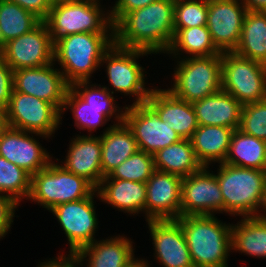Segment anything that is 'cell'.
<instances>
[{
	"mask_svg": "<svg viewBox=\"0 0 266 267\" xmlns=\"http://www.w3.org/2000/svg\"><path fill=\"white\" fill-rule=\"evenodd\" d=\"M132 240L123 234L101 240L97 238L79 249L72 258L80 267L84 264L85 267H128L138 258L134 254L135 245Z\"/></svg>",
	"mask_w": 266,
	"mask_h": 267,
	"instance_id": "obj_21",
	"label": "cell"
},
{
	"mask_svg": "<svg viewBox=\"0 0 266 267\" xmlns=\"http://www.w3.org/2000/svg\"><path fill=\"white\" fill-rule=\"evenodd\" d=\"M49 1H50V3L52 5H54V4H57V3L69 2V1H73V0H49Z\"/></svg>",
	"mask_w": 266,
	"mask_h": 267,
	"instance_id": "obj_48",
	"label": "cell"
},
{
	"mask_svg": "<svg viewBox=\"0 0 266 267\" xmlns=\"http://www.w3.org/2000/svg\"><path fill=\"white\" fill-rule=\"evenodd\" d=\"M234 129L223 126L198 125L190 141L203 167L224 162ZM210 165V166H209Z\"/></svg>",
	"mask_w": 266,
	"mask_h": 267,
	"instance_id": "obj_27",
	"label": "cell"
},
{
	"mask_svg": "<svg viewBox=\"0 0 266 267\" xmlns=\"http://www.w3.org/2000/svg\"><path fill=\"white\" fill-rule=\"evenodd\" d=\"M208 3L190 0H175L174 29L206 26Z\"/></svg>",
	"mask_w": 266,
	"mask_h": 267,
	"instance_id": "obj_36",
	"label": "cell"
},
{
	"mask_svg": "<svg viewBox=\"0 0 266 267\" xmlns=\"http://www.w3.org/2000/svg\"><path fill=\"white\" fill-rule=\"evenodd\" d=\"M260 216L263 218H266V183H265V196H264V201H263L262 209L260 212Z\"/></svg>",
	"mask_w": 266,
	"mask_h": 267,
	"instance_id": "obj_47",
	"label": "cell"
},
{
	"mask_svg": "<svg viewBox=\"0 0 266 267\" xmlns=\"http://www.w3.org/2000/svg\"><path fill=\"white\" fill-rule=\"evenodd\" d=\"M158 0H115L113 7L109 6L110 20L115 26L127 13L143 8Z\"/></svg>",
	"mask_w": 266,
	"mask_h": 267,
	"instance_id": "obj_40",
	"label": "cell"
},
{
	"mask_svg": "<svg viewBox=\"0 0 266 267\" xmlns=\"http://www.w3.org/2000/svg\"><path fill=\"white\" fill-rule=\"evenodd\" d=\"M153 257L162 267H195L181 224L177 220L146 221Z\"/></svg>",
	"mask_w": 266,
	"mask_h": 267,
	"instance_id": "obj_18",
	"label": "cell"
},
{
	"mask_svg": "<svg viewBox=\"0 0 266 267\" xmlns=\"http://www.w3.org/2000/svg\"><path fill=\"white\" fill-rule=\"evenodd\" d=\"M31 190V175L0 156V194L12 197L17 203L27 200Z\"/></svg>",
	"mask_w": 266,
	"mask_h": 267,
	"instance_id": "obj_34",
	"label": "cell"
},
{
	"mask_svg": "<svg viewBox=\"0 0 266 267\" xmlns=\"http://www.w3.org/2000/svg\"><path fill=\"white\" fill-rule=\"evenodd\" d=\"M14 2L24 8L25 10L30 11L41 21H44L52 7V4L49 0H7Z\"/></svg>",
	"mask_w": 266,
	"mask_h": 267,
	"instance_id": "obj_42",
	"label": "cell"
},
{
	"mask_svg": "<svg viewBox=\"0 0 266 267\" xmlns=\"http://www.w3.org/2000/svg\"><path fill=\"white\" fill-rule=\"evenodd\" d=\"M174 61L172 84L167 90L175 97L193 103L222 89L221 55Z\"/></svg>",
	"mask_w": 266,
	"mask_h": 267,
	"instance_id": "obj_8",
	"label": "cell"
},
{
	"mask_svg": "<svg viewBox=\"0 0 266 267\" xmlns=\"http://www.w3.org/2000/svg\"><path fill=\"white\" fill-rule=\"evenodd\" d=\"M155 170L153 155L138 150L117 166L106 178L146 183Z\"/></svg>",
	"mask_w": 266,
	"mask_h": 267,
	"instance_id": "obj_35",
	"label": "cell"
},
{
	"mask_svg": "<svg viewBox=\"0 0 266 267\" xmlns=\"http://www.w3.org/2000/svg\"><path fill=\"white\" fill-rule=\"evenodd\" d=\"M47 136L7 126L0 133V156L24 169L31 176L43 170L54 159L38 139Z\"/></svg>",
	"mask_w": 266,
	"mask_h": 267,
	"instance_id": "obj_15",
	"label": "cell"
},
{
	"mask_svg": "<svg viewBox=\"0 0 266 267\" xmlns=\"http://www.w3.org/2000/svg\"><path fill=\"white\" fill-rule=\"evenodd\" d=\"M222 90L242 105L266 100V65L235 52L221 55Z\"/></svg>",
	"mask_w": 266,
	"mask_h": 267,
	"instance_id": "obj_9",
	"label": "cell"
},
{
	"mask_svg": "<svg viewBox=\"0 0 266 267\" xmlns=\"http://www.w3.org/2000/svg\"><path fill=\"white\" fill-rule=\"evenodd\" d=\"M223 163L266 171V141L234 130Z\"/></svg>",
	"mask_w": 266,
	"mask_h": 267,
	"instance_id": "obj_31",
	"label": "cell"
},
{
	"mask_svg": "<svg viewBox=\"0 0 266 267\" xmlns=\"http://www.w3.org/2000/svg\"><path fill=\"white\" fill-rule=\"evenodd\" d=\"M192 104L198 125L223 126L238 129L242 104L222 89Z\"/></svg>",
	"mask_w": 266,
	"mask_h": 267,
	"instance_id": "obj_24",
	"label": "cell"
},
{
	"mask_svg": "<svg viewBox=\"0 0 266 267\" xmlns=\"http://www.w3.org/2000/svg\"><path fill=\"white\" fill-rule=\"evenodd\" d=\"M123 121L131 129L139 150L152 155L182 139L147 103L125 105Z\"/></svg>",
	"mask_w": 266,
	"mask_h": 267,
	"instance_id": "obj_13",
	"label": "cell"
},
{
	"mask_svg": "<svg viewBox=\"0 0 266 267\" xmlns=\"http://www.w3.org/2000/svg\"><path fill=\"white\" fill-rule=\"evenodd\" d=\"M100 202L130 216L145 214L146 183L103 178L96 188Z\"/></svg>",
	"mask_w": 266,
	"mask_h": 267,
	"instance_id": "obj_23",
	"label": "cell"
},
{
	"mask_svg": "<svg viewBox=\"0 0 266 267\" xmlns=\"http://www.w3.org/2000/svg\"><path fill=\"white\" fill-rule=\"evenodd\" d=\"M92 81H79L70 86V88L89 106L95 107H120L117 104L116 97L101 84Z\"/></svg>",
	"mask_w": 266,
	"mask_h": 267,
	"instance_id": "obj_38",
	"label": "cell"
},
{
	"mask_svg": "<svg viewBox=\"0 0 266 267\" xmlns=\"http://www.w3.org/2000/svg\"><path fill=\"white\" fill-rule=\"evenodd\" d=\"M41 20L18 4L0 0V48L34 29Z\"/></svg>",
	"mask_w": 266,
	"mask_h": 267,
	"instance_id": "obj_33",
	"label": "cell"
},
{
	"mask_svg": "<svg viewBox=\"0 0 266 267\" xmlns=\"http://www.w3.org/2000/svg\"><path fill=\"white\" fill-rule=\"evenodd\" d=\"M13 90V70L0 56V106L7 108Z\"/></svg>",
	"mask_w": 266,
	"mask_h": 267,
	"instance_id": "obj_41",
	"label": "cell"
},
{
	"mask_svg": "<svg viewBox=\"0 0 266 267\" xmlns=\"http://www.w3.org/2000/svg\"><path fill=\"white\" fill-rule=\"evenodd\" d=\"M100 1L73 0L52 5L44 22L53 43L70 34H114L109 8L107 10Z\"/></svg>",
	"mask_w": 266,
	"mask_h": 267,
	"instance_id": "obj_5",
	"label": "cell"
},
{
	"mask_svg": "<svg viewBox=\"0 0 266 267\" xmlns=\"http://www.w3.org/2000/svg\"><path fill=\"white\" fill-rule=\"evenodd\" d=\"M152 264L145 258H137L131 265L128 267H151Z\"/></svg>",
	"mask_w": 266,
	"mask_h": 267,
	"instance_id": "obj_46",
	"label": "cell"
},
{
	"mask_svg": "<svg viewBox=\"0 0 266 267\" xmlns=\"http://www.w3.org/2000/svg\"><path fill=\"white\" fill-rule=\"evenodd\" d=\"M19 206L12 197L0 194V240L11 230Z\"/></svg>",
	"mask_w": 266,
	"mask_h": 267,
	"instance_id": "obj_39",
	"label": "cell"
},
{
	"mask_svg": "<svg viewBox=\"0 0 266 267\" xmlns=\"http://www.w3.org/2000/svg\"><path fill=\"white\" fill-rule=\"evenodd\" d=\"M247 11L241 0L208 2L206 26L214 45L221 53L234 52L237 48Z\"/></svg>",
	"mask_w": 266,
	"mask_h": 267,
	"instance_id": "obj_17",
	"label": "cell"
},
{
	"mask_svg": "<svg viewBox=\"0 0 266 267\" xmlns=\"http://www.w3.org/2000/svg\"><path fill=\"white\" fill-rule=\"evenodd\" d=\"M6 109L0 106V133L7 127Z\"/></svg>",
	"mask_w": 266,
	"mask_h": 267,
	"instance_id": "obj_45",
	"label": "cell"
},
{
	"mask_svg": "<svg viewBox=\"0 0 266 267\" xmlns=\"http://www.w3.org/2000/svg\"><path fill=\"white\" fill-rule=\"evenodd\" d=\"M146 103L157 113L162 122L168 121L170 128L182 139H190L198 128L192 104L175 97L166 88L154 87Z\"/></svg>",
	"mask_w": 266,
	"mask_h": 267,
	"instance_id": "obj_22",
	"label": "cell"
},
{
	"mask_svg": "<svg viewBox=\"0 0 266 267\" xmlns=\"http://www.w3.org/2000/svg\"><path fill=\"white\" fill-rule=\"evenodd\" d=\"M108 125L100 133L101 169L104 177L139 150L131 129L124 121Z\"/></svg>",
	"mask_w": 266,
	"mask_h": 267,
	"instance_id": "obj_26",
	"label": "cell"
},
{
	"mask_svg": "<svg viewBox=\"0 0 266 267\" xmlns=\"http://www.w3.org/2000/svg\"><path fill=\"white\" fill-rule=\"evenodd\" d=\"M156 170L187 177L198 172L203 165L196 157L190 139H181L153 154Z\"/></svg>",
	"mask_w": 266,
	"mask_h": 267,
	"instance_id": "obj_29",
	"label": "cell"
},
{
	"mask_svg": "<svg viewBox=\"0 0 266 267\" xmlns=\"http://www.w3.org/2000/svg\"><path fill=\"white\" fill-rule=\"evenodd\" d=\"M95 198L100 200L97 190L89 197L57 205L49 211L56 217L69 245L66 255L59 252L57 256L72 257L79 249L97 240L99 219Z\"/></svg>",
	"mask_w": 266,
	"mask_h": 267,
	"instance_id": "obj_10",
	"label": "cell"
},
{
	"mask_svg": "<svg viewBox=\"0 0 266 267\" xmlns=\"http://www.w3.org/2000/svg\"><path fill=\"white\" fill-rule=\"evenodd\" d=\"M52 160L31 176L28 201L50 211L55 206L89 197L96 188L85 178L66 171Z\"/></svg>",
	"mask_w": 266,
	"mask_h": 267,
	"instance_id": "obj_7",
	"label": "cell"
},
{
	"mask_svg": "<svg viewBox=\"0 0 266 267\" xmlns=\"http://www.w3.org/2000/svg\"><path fill=\"white\" fill-rule=\"evenodd\" d=\"M37 267H80L78 263L69 256H56L45 259L43 262L39 261Z\"/></svg>",
	"mask_w": 266,
	"mask_h": 267,
	"instance_id": "obj_43",
	"label": "cell"
},
{
	"mask_svg": "<svg viewBox=\"0 0 266 267\" xmlns=\"http://www.w3.org/2000/svg\"><path fill=\"white\" fill-rule=\"evenodd\" d=\"M233 252L253 258H266V218L261 216L241 217L231 228Z\"/></svg>",
	"mask_w": 266,
	"mask_h": 267,
	"instance_id": "obj_28",
	"label": "cell"
},
{
	"mask_svg": "<svg viewBox=\"0 0 266 267\" xmlns=\"http://www.w3.org/2000/svg\"><path fill=\"white\" fill-rule=\"evenodd\" d=\"M151 55V53L137 49H127L117 46L115 43L104 53L100 67L105 68L107 81L106 87L111 94L132 97L133 103L137 105L146 103L154 86H147L148 81L146 69L139 63V58ZM146 76V77H145ZM110 85V88H109Z\"/></svg>",
	"mask_w": 266,
	"mask_h": 267,
	"instance_id": "obj_6",
	"label": "cell"
},
{
	"mask_svg": "<svg viewBox=\"0 0 266 267\" xmlns=\"http://www.w3.org/2000/svg\"><path fill=\"white\" fill-rule=\"evenodd\" d=\"M6 119L9 127L49 138L61 127V112L53 104L14 89L6 108Z\"/></svg>",
	"mask_w": 266,
	"mask_h": 267,
	"instance_id": "obj_11",
	"label": "cell"
},
{
	"mask_svg": "<svg viewBox=\"0 0 266 267\" xmlns=\"http://www.w3.org/2000/svg\"><path fill=\"white\" fill-rule=\"evenodd\" d=\"M114 44V34L77 33L54 42L53 62L59 65L71 86L79 81H91L100 69L104 53ZM61 67V68H60Z\"/></svg>",
	"mask_w": 266,
	"mask_h": 267,
	"instance_id": "obj_3",
	"label": "cell"
},
{
	"mask_svg": "<svg viewBox=\"0 0 266 267\" xmlns=\"http://www.w3.org/2000/svg\"><path fill=\"white\" fill-rule=\"evenodd\" d=\"M69 88L70 85L54 62L46 66L13 71V89L16 92L45 100L60 112Z\"/></svg>",
	"mask_w": 266,
	"mask_h": 267,
	"instance_id": "obj_16",
	"label": "cell"
},
{
	"mask_svg": "<svg viewBox=\"0 0 266 267\" xmlns=\"http://www.w3.org/2000/svg\"><path fill=\"white\" fill-rule=\"evenodd\" d=\"M68 109L72 112L74 125L80 131L86 130L88 135H92L94 131L100 127L103 128L110 119L113 118V125L123 122L125 107H95L89 106L82 100L71 88L68 89L64 105L61 110V125L62 117Z\"/></svg>",
	"mask_w": 266,
	"mask_h": 267,
	"instance_id": "obj_25",
	"label": "cell"
},
{
	"mask_svg": "<svg viewBox=\"0 0 266 267\" xmlns=\"http://www.w3.org/2000/svg\"><path fill=\"white\" fill-rule=\"evenodd\" d=\"M190 1H200V2L208 3L210 0H190Z\"/></svg>",
	"mask_w": 266,
	"mask_h": 267,
	"instance_id": "obj_49",
	"label": "cell"
},
{
	"mask_svg": "<svg viewBox=\"0 0 266 267\" xmlns=\"http://www.w3.org/2000/svg\"><path fill=\"white\" fill-rule=\"evenodd\" d=\"M234 52L266 65V11H247Z\"/></svg>",
	"mask_w": 266,
	"mask_h": 267,
	"instance_id": "obj_32",
	"label": "cell"
},
{
	"mask_svg": "<svg viewBox=\"0 0 266 267\" xmlns=\"http://www.w3.org/2000/svg\"><path fill=\"white\" fill-rule=\"evenodd\" d=\"M215 175L224 199V213L229 216H260L264 196L266 171L217 164Z\"/></svg>",
	"mask_w": 266,
	"mask_h": 267,
	"instance_id": "obj_4",
	"label": "cell"
},
{
	"mask_svg": "<svg viewBox=\"0 0 266 267\" xmlns=\"http://www.w3.org/2000/svg\"><path fill=\"white\" fill-rule=\"evenodd\" d=\"M238 129L266 141V100L242 106Z\"/></svg>",
	"mask_w": 266,
	"mask_h": 267,
	"instance_id": "obj_37",
	"label": "cell"
},
{
	"mask_svg": "<svg viewBox=\"0 0 266 267\" xmlns=\"http://www.w3.org/2000/svg\"><path fill=\"white\" fill-rule=\"evenodd\" d=\"M82 134L70 139L64 160L55 159L66 171L85 178L97 188L104 178L101 169V138L100 135Z\"/></svg>",
	"mask_w": 266,
	"mask_h": 267,
	"instance_id": "obj_20",
	"label": "cell"
},
{
	"mask_svg": "<svg viewBox=\"0 0 266 267\" xmlns=\"http://www.w3.org/2000/svg\"><path fill=\"white\" fill-rule=\"evenodd\" d=\"M249 11H266V0H241Z\"/></svg>",
	"mask_w": 266,
	"mask_h": 267,
	"instance_id": "obj_44",
	"label": "cell"
},
{
	"mask_svg": "<svg viewBox=\"0 0 266 267\" xmlns=\"http://www.w3.org/2000/svg\"><path fill=\"white\" fill-rule=\"evenodd\" d=\"M176 220L184 231L195 267L229 266L232 223L215 215L180 216Z\"/></svg>",
	"mask_w": 266,
	"mask_h": 267,
	"instance_id": "obj_2",
	"label": "cell"
},
{
	"mask_svg": "<svg viewBox=\"0 0 266 267\" xmlns=\"http://www.w3.org/2000/svg\"><path fill=\"white\" fill-rule=\"evenodd\" d=\"M175 0H158L127 13L114 26V43L123 48L165 54L174 34Z\"/></svg>",
	"mask_w": 266,
	"mask_h": 267,
	"instance_id": "obj_1",
	"label": "cell"
},
{
	"mask_svg": "<svg viewBox=\"0 0 266 267\" xmlns=\"http://www.w3.org/2000/svg\"><path fill=\"white\" fill-rule=\"evenodd\" d=\"M53 52L54 43L44 21L0 48V56L13 71L49 65L53 63Z\"/></svg>",
	"mask_w": 266,
	"mask_h": 267,
	"instance_id": "obj_12",
	"label": "cell"
},
{
	"mask_svg": "<svg viewBox=\"0 0 266 267\" xmlns=\"http://www.w3.org/2000/svg\"><path fill=\"white\" fill-rule=\"evenodd\" d=\"M165 54L173 60L222 55L214 45L207 26L175 29L172 43Z\"/></svg>",
	"mask_w": 266,
	"mask_h": 267,
	"instance_id": "obj_30",
	"label": "cell"
},
{
	"mask_svg": "<svg viewBox=\"0 0 266 267\" xmlns=\"http://www.w3.org/2000/svg\"><path fill=\"white\" fill-rule=\"evenodd\" d=\"M182 179L159 170L153 172L146 182L145 221L180 217Z\"/></svg>",
	"mask_w": 266,
	"mask_h": 267,
	"instance_id": "obj_19",
	"label": "cell"
},
{
	"mask_svg": "<svg viewBox=\"0 0 266 267\" xmlns=\"http://www.w3.org/2000/svg\"><path fill=\"white\" fill-rule=\"evenodd\" d=\"M211 170L212 167H203L183 177L180 216L224 214L220 185L215 172Z\"/></svg>",
	"mask_w": 266,
	"mask_h": 267,
	"instance_id": "obj_14",
	"label": "cell"
}]
</instances>
